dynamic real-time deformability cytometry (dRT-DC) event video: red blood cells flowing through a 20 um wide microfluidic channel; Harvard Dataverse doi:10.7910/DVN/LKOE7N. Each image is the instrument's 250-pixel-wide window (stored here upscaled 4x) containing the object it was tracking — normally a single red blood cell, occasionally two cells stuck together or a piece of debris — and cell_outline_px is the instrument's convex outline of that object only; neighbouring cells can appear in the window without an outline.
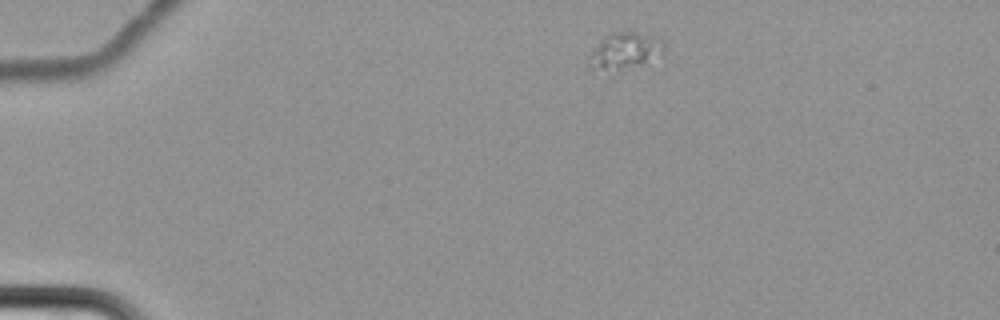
{"species": "common noctule bat (a hibernating species)", "species_latin": "Nyctalus noctula", "temperature_condition": "cold", "stored_images_in_passage": 3, "camera_frame_rate_fps": 3000, "um_per_image_px": 0.085, "animal": {"sex": "female", "body_mass_g": 22.7, "forearm_length_mm": 54.2}, "frame": {"image": 1, "passage_image": 1, "time_ms": 0.0, "image_size_px": [1000, 320], "cell_outline_px": [[668, 48], [664, 56], [636, 64], [620, 68], [596, 72], [592, 72], [588, 68], [588, 60], [592, 52], [604, 36], [612, 32], [636, 32], [660, 36], [664, 40]], "centroid_in_image_um": [53.18, 4.3], "position_along_channel_um": 31.8, "area_um2": 16.3}}